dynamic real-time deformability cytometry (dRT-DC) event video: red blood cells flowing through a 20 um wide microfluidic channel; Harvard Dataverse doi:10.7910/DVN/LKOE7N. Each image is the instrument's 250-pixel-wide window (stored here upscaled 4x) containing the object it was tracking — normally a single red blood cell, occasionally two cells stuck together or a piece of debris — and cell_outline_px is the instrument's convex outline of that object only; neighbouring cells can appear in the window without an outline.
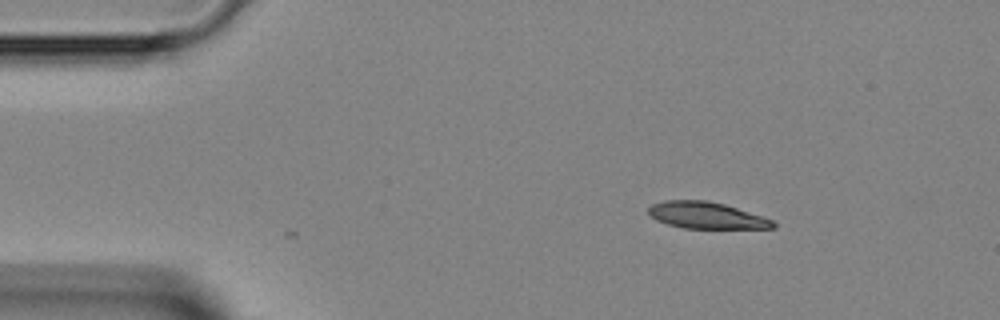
{"species": "Egyptian fruit bat (a non-hibernating species)", "species_latin": "Rousettus aegyptiacus", "temperature_condition": "room temperature", "stored_images_in_passage": 2, "camera_frame_rate_fps": 3000, "um_per_image_px": 0.085, "animal": {"sex": "female"}, "frame": {"image": 1, "passage_image": 1, "time_ms": 0.0, "image_size_px": [1000, 320], "cell_outline_px": [[776, 228], [684, 228], [668, 224], [656, 220], [648, 212], [648, 208], [652, 204], [664, 200], [708, 200], [724, 204], [764, 216], [772, 220], [776, 224]], "centroid_in_image_um": [60.05, 18.3], "position_along_channel_um": 24.9, "area_um2": 19.31}}